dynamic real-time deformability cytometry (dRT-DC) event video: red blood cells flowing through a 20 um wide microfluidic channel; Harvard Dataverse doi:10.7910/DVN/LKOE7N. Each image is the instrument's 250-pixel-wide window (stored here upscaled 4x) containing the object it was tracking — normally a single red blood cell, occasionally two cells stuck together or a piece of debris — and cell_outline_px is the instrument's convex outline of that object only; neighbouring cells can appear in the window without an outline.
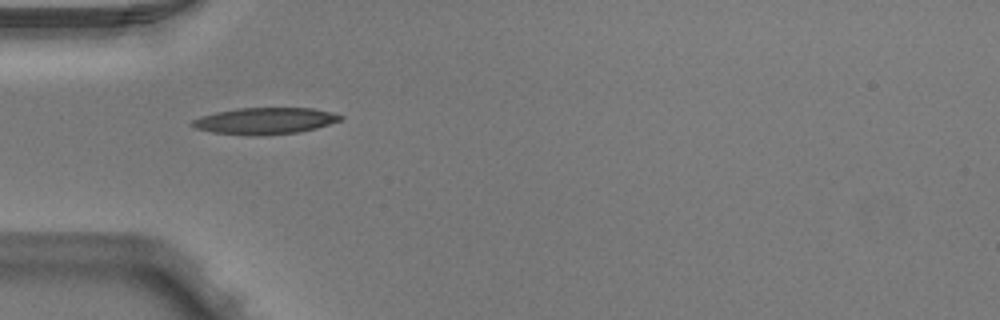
{"species": "Egyptian fruit bat (a non-hibernating species)", "species_latin": "Rousettus aegyptiacus", "temperature_condition": "warm", "stored_images_in_passage": 3, "camera_frame_rate_fps": 3000, "um_per_image_px": 0.085, "animal": {"sex": "male"}, "frame": {"image": 1, "passage_image": 1, "time_ms": 0.0, "image_size_px": [1000, 320], "cell_outline_px": [[344, 116], [340, 120], [316, 128], [296, 132], [260, 136], [252, 136], [212, 132], [196, 128], [188, 124], [192, 120], [200, 116], [216, 112], [240, 108], [312, 108], [332, 112]], "centroid_in_image_um": [22.48, 10.27], "position_along_channel_um": 62.5, "area_um2": 22.89}}
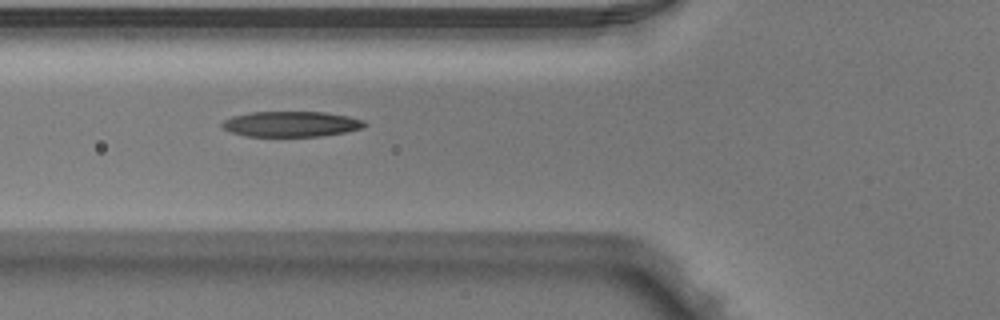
{"frame": {"image": 2, "passage_image": 2, "time_ms": 0.333, "image_size_px": [1000, 320], "cell_outline_px": [[368, 124], [364, 128], [344, 132], [320, 136], [244, 136], [228, 132], [220, 124], [224, 120], [232, 116], [248, 112], [324, 112], [348, 116], [364, 120]], "centroid_in_image_um": [24.73, 10.54], "position_along_channel_um": 101.1, "area_um2": 21.27}}